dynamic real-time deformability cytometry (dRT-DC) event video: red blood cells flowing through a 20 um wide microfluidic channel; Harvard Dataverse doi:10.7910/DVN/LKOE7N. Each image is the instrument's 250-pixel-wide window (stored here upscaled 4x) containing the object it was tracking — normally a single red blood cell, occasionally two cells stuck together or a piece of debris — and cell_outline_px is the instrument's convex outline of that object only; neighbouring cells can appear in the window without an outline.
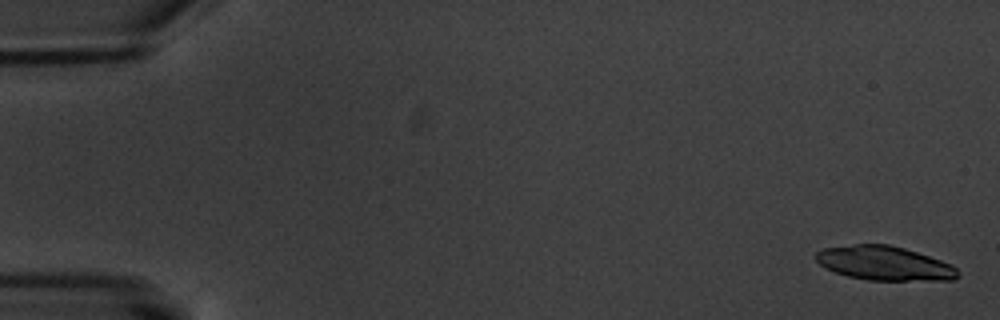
{"species": "common noctule bat (a hibernating species)", "species_latin": "Nyctalus noctula", "temperature_condition": "warm", "stored_images_in_passage": 9, "camera_frame_rate_fps": 3000, "um_per_image_px": 0.085, "animal": {"sex": "male", "body_mass_g": 20.1, "forearm_length_mm": 53.5}, "frame": {"image": 1, "passage_image": 1, "time_ms": 0.0, "image_size_px": [1000, 320], "cell_outline_px": [[960, 276], [952, 280], [868, 280], [848, 276], [836, 272], [820, 264], [816, 260], [816, 252], [824, 248], [856, 244], [888, 244], [904, 248], [952, 264], [956, 268]], "centroid_in_image_um": [75.19, 22.38], "position_along_channel_um": 9.8, "area_um2": 27.98}}